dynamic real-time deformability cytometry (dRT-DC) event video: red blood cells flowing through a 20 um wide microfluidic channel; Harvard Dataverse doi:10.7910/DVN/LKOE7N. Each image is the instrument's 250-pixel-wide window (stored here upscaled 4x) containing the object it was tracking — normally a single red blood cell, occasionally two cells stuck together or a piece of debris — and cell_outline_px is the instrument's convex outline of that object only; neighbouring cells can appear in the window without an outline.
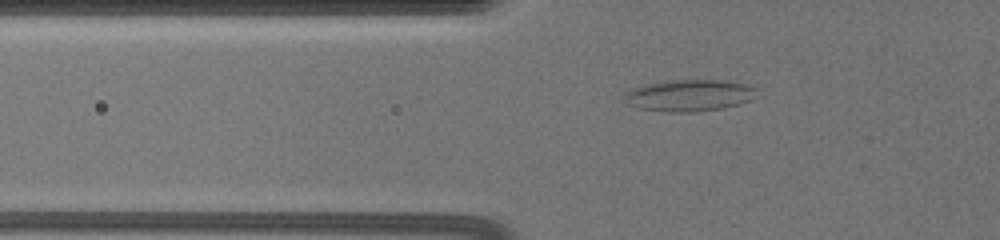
{"species": "common noctule bat (a hibernating species)", "species_latin": "Nyctalus noctula", "temperature_condition": "warm", "stored_images_in_passage": 41, "camera_frame_rate_fps": 3000, "um_per_image_px": 0.085, "animal": {"sex": "female", "body_mass_g": 19.5, "forearm_length_mm": 54.1}, "frame": {"image": 1, "passage_image": 7, "time_ms": 2.0, "image_size_px": [1000, 240], "cell_outline_px": [[756, 88], [748, 100], [724, 108], [692, 112], [668, 112], [640, 108], [628, 104], [624, 100], [624, 92], [632, 88], [644, 84], [672, 80], [728, 80], [744, 84]], "centroid_in_image_um": [58.5, 8.1], "position_along_channel_um": 67.3, "area_um2": 24.16}}
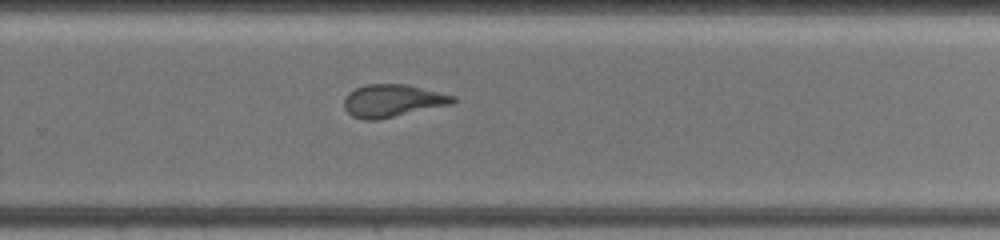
{"frame": {"image": 2, "passage_image": 21, "time_ms": 8.667, "image_size_px": [1000, 240], "cell_outline_px": [[456, 100], [452, 104], [376, 120], [364, 120], [352, 116], [344, 108], [344, 100], [348, 92], [356, 88], [368, 84], [408, 84], [456, 96]], "centroid_in_image_um": [33.37, 8.55], "position_along_channel_um": 296.4, "area_um2": 20.63}}
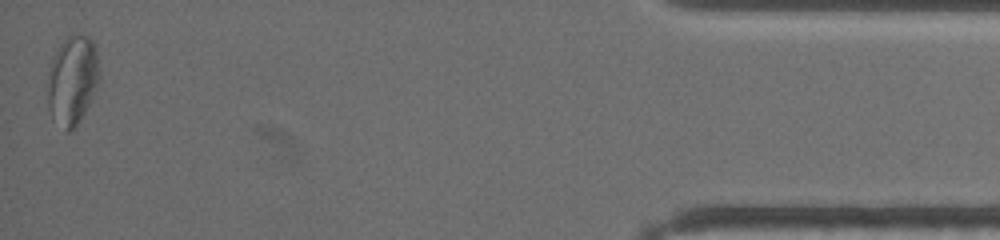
{"frame": {"image": 3, "passage_image": 40, "time_ms": 14.333, "image_size_px": [1000, 240], "cell_outline_px": [[100, 80], [84, 112], [76, 124], [68, 132], [64, 132], [52, 120], [48, 108], [48, 72], [52, 56], [56, 48], [68, 36], [88, 36], [92, 40], [96, 52], [100, 76]], "centroid_in_image_um": [6.12, 6.84], "position_along_channel_um": 429.1, "area_um2": 26.88}, "authors_computed_cell_mechanics": {"area_um2": 21.8484, "velocity_mm_per_s": 3.5781, "shape_relaxation_time_tau1_ms": 5.553, "shape_relaxation_time_tau2_ms": 1.6601, "deformation_change_tau1": 0.1816, "deformation_change_tau2": 0.0965}}